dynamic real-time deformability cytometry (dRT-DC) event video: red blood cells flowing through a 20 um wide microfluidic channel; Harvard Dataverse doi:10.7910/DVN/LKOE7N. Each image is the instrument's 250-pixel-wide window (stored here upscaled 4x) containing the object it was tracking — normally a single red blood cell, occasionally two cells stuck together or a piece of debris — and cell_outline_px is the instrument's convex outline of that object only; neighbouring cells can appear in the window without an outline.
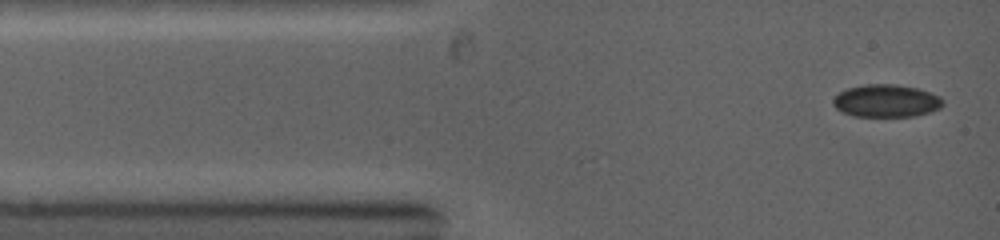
{"species": "common noctule bat (a hibernating species)", "species_latin": "Nyctalus noctula", "temperature_condition": "warm", "stored_images_in_passage": 11, "camera_frame_rate_fps": 5000, "um_per_image_px": 0.085, "animal": {"sex": "female", "body_mass_g": 19.0, "forearm_length_mm": 53.3}, "frame": {"image": 1, "passage_image": 1, "time_ms": 0.0, "image_size_px": [1000, 240], "cell_outline_px": [[944, 104], [940, 108], [932, 112], [916, 116], [852, 116], [840, 112], [832, 104], [832, 100], [840, 92], [848, 88], [864, 84], [896, 84], [916, 88], [940, 96], [944, 100]], "centroid_in_image_um": [75.33, 8.58], "position_along_channel_um": 9.7, "area_um2": 21.04}}
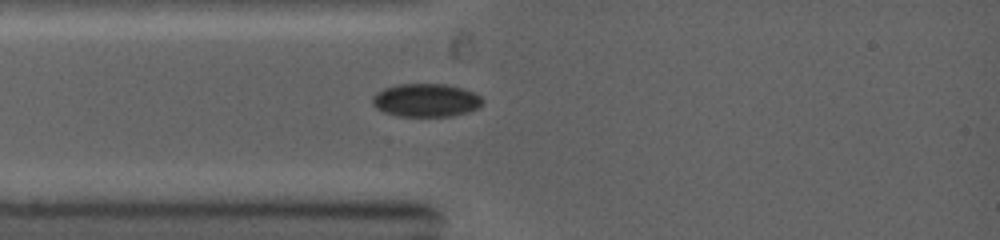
{"frame": {"image": 2, "passage_image": 5, "time_ms": 2.0, "image_size_px": [1000, 240], "cell_outline_px": [[484, 100], [476, 108], [468, 112], [448, 116], [396, 116], [384, 112], [376, 108], [372, 104], [372, 96], [376, 92], [384, 88], [396, 84], [448, 84], [472, 92], [480, 96]], "centroid_in_image_um": [36.15, 8.51], "position_along_channel_um": 48.8, "area_um2": 21.27}}
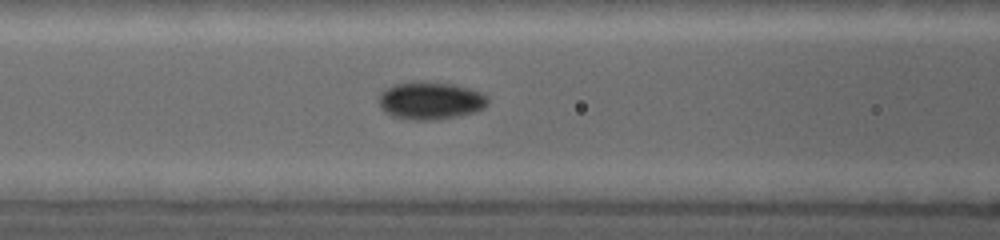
{"frame": {"image": 3, "passage_image": 8, "time_ms": 3.8, "image_size_px": [1000, 240], "cell_outline_px": [[488, 104], [484, 108], [476, 112], [436, 120], [404, 120], [392, 116], [384, 112], [380, 108], [376, 100], [380, 92], [392, 84], [420, 80], [452, 84], [484, 92], [488, 96]], "centroid_in_image_um": [36.54, 8.55], "position_along_channel_um": 130.1, "area_um2": 24.68}}